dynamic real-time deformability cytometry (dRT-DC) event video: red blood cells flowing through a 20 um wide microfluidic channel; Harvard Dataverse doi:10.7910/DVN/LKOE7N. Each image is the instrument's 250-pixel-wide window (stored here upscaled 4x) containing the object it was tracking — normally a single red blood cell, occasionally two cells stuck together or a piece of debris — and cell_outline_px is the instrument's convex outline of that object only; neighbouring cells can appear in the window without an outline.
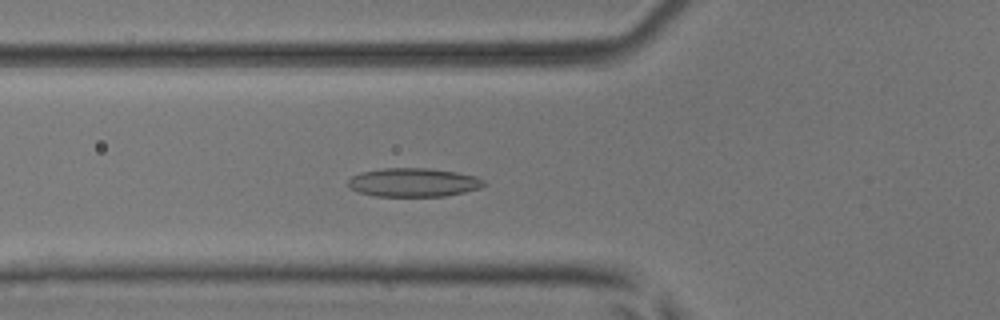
{"species": "common noctule bat (a hibernating species)", "species_latin": "Nyctalus noctula", "temperature_condition": "room temperature", "stored_images_in_passage": 54, "camera_frame_rate_fps": 3000, "um_per_image_px": 0.085, "animal": {"sex": "male", "body_mass_g": 17.9, "forearm_length_mm": 54.2}, "frame": {"image": 1, "passage_image": 20, "time_ms": 6.333, "image_size_px": [1000, 320], "cell_outline_px": [[488, 184], [480, 188], [464, 192], [444, 196], [376, 196], [360, 192], [348, 188], [348, 180], [352, 176], [360, 172], [384, 168], [428, 168], [456, 172], [476, 176], [484, 180]], "centroid_in_image_um": [35.15, 15.5], "position_along_channel_um": 90.6, "area_um2": 22.77}}
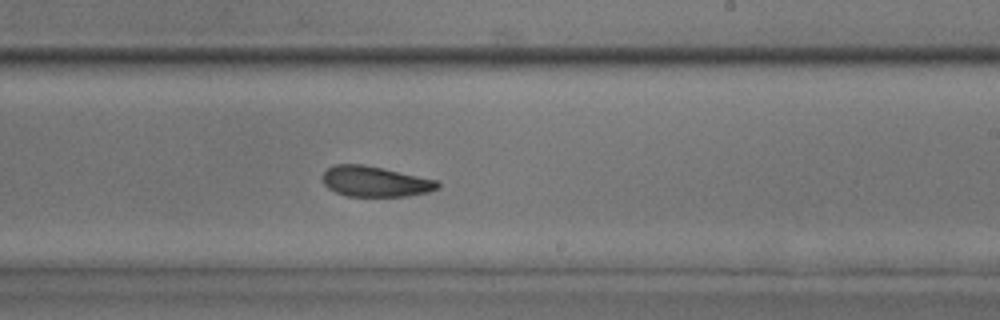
{"frame": {"image": 2, "passage_image": 33, "time_ms": 10.667, "image_size_px": [1000, 320], "cell_outline_px": [[440, 188], [428, 192], [408, 196], [348, 196], [336, 192], [328, 188], [324, 184], [324, 172], [328, 168], [336, 164], [364, 164], [440, 180]], "centroid_in_image_um": [31.95, 15.42], "position_along_channel_um": 257.1, "area_um2": 20.52}}
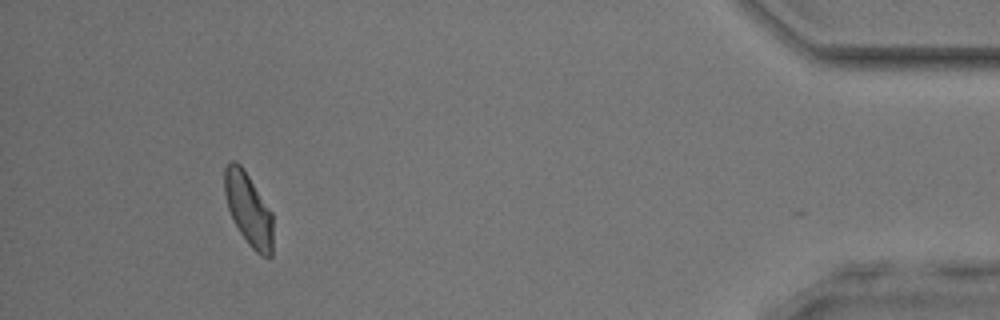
{"frame": {"image": 3, "passage_image": 50, "time_ms": 16.333, "image_size_px": [1000, 320], "cell_outline_px": [[272, 256], [260, 256], [248, 244], [240, 232], [228, 208], [224, 192], [224, 168], [232, 160], [236, 160], [244, 168], [272, 212]], "centroid_in_image_um": [21.12, 17.76], "position_along_channel_um": 414.1, "area_um2": 20.46}, "authors_computed_cell_mechanics": {"area_um2": 21.097, "velocity_mm_per_s": 3.8484, "shape_relaxation_time_tau1_ms": 8.8138, "shape_relaxation_time_tau2_ms": 4.1277, "deformation_change_tau1": 0.1517, "deformation_change_tau2": 0.0978}}